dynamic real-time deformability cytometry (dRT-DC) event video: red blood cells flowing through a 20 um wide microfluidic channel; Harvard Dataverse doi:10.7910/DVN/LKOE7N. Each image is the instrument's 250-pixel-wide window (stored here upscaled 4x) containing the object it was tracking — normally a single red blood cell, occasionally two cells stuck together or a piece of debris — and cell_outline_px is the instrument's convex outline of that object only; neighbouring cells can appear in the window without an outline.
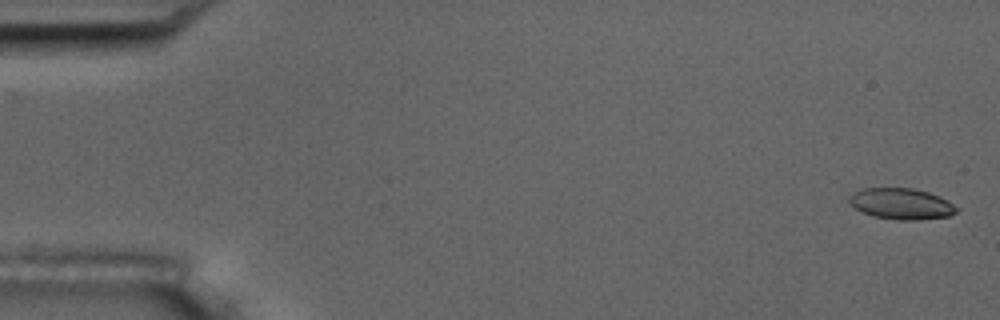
{"species": "common noctule bat (a hibernating species)", "species_latin": "Nyctalus noctula", "temperature_condition": "room temperature", "stored_images_in_passage": 17, "camera_frame_rate_fps": 3000, "um_per_image_px": 0.085, "animal": {"sex": "male", "body_mass_g": 17.5, "forearm_length_mm": 52.3}, "frame": {"image": 1, "passage_image": 2, "time_ms": 0.333, "image_size_px": [1000, 320], "cell_outline_px": [[960, 208], [956, 212], [948, 216], [916, 220], [896, 220], [872, 216], [856, 208], [848, 200], [848, 196], [864, 188], [912, 188], [928, 192], [948, 200]], "centroid_in_image_um": [76.64, 17.32], "position_along_channel_um": 8.4, "area_um2": 19.36}}